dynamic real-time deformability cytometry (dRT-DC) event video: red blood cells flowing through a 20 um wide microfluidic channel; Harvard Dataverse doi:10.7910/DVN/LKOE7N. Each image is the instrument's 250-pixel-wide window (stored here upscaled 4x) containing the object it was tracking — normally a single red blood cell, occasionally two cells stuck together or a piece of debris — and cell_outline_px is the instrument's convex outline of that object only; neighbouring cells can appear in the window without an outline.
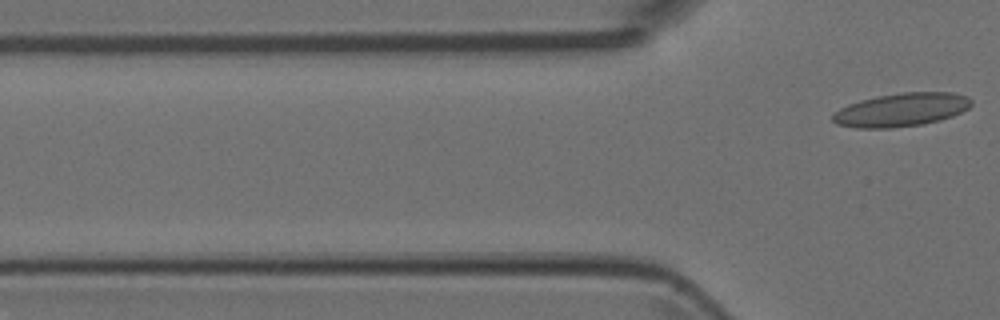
{"species": "Egyptian fruit bat (a non-hibernating species)", "species_latin": "Rousettus aegyptiacus", "temperature_condition": "room temperature", "stored_images_in_passage": 4, "camera_frame_rate_fps": 3000, "um_per_image_px": 0.085, "animal": {"sex": "female"}, "frame": {"image": 1, "passage_image": 4, "time_ms": 1.0, "image_size_px": [1000, 320], "cell_outline_px": [[972, 104], [968, 108], [952, 116], [940, 120], [924, 124], [892, 128], [856, 128], [836, 124], [832, 120], [832, 112], [848, 104], [860, 100], [900, 92], [952, 92], [968, 96], [972, 100]], "centroid_in_image_um": [76.6, 9.33], "position_along_channel_um": 49.2, "area_um2": 27.17}}